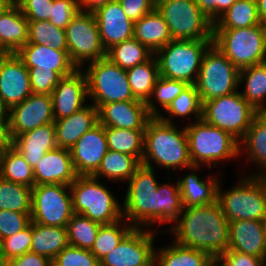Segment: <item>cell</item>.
<instances>
[{
    "mask_svg": "<svg viewBox=\"0 0 266 266\" xmlns=\"http://www.w3.org/2000/svg\"><path fill=\"white\" fill-rule=\"evenodd\" d=\"M4 261L30 252L32 243V222L23 230L0 241Z\"/></svg>",
    "mask_w": 266,
    "mask_h": 266,
    "instance_id": "47",
    "label": "cell"
},
{
    "mask_svg": "<svg viewBox=\"0 0 266 266\" xmlns=\"http://www.w3.org/2000/svg\"><path fill=\"white\" fill-rule=\"evenodd\" d=\"M32 94L29 71L16 53L0 57V100L8 111Z\"/></svg>",
    "mask_w": 266,
    "mask_h": 266,
    "instance_id": "17",
    "label": "cell"
},
{
    "mask_svg": "<svg viewBox=\"0 0 266 266\" xmlns=\"http://www.w3.org/2000/svg\"><path fill=\"white\" fill-rule=\"evenodd\" d=\"M0 177L27 187L32 188L34 186L33 168L13 146L2 150Z\"/></svg>",
    "mask_w": 266,
    "mask_h": 266,
    "instance_id": "37",
    "label": "cell"
},
{
    "mask_svg": "<svg viewBox=\"0 0 266 266\" xmlns=\"http://www.w3.org/2000/svg\"><path fill=\"white\" fill-rule=\"evenodd\" d=\"M88 97L87 77L77 69L73 74L63 77L51 94L55 120L69 117L86 106ZM85 104V105H84Z\"/></svg>",
    "mask_w": 266,
    "mask_h": 266,
    "instance_id": "20",
    "label": "cell"
},
{
    "mask_svg": "<svg viewBox=\"0 0 266 266\" xmlns=\"http://www.w3.org/2000/svg\"><path fill=\"white\" fill-rule=\"evenodd\" d=\"M80 11L78 0H54L49 21L65 30L72 18Z\"/></svg>",
    "mask_w": 266,
    "mask_h": 266,
    "instance_id": "51",
    "label": "cell"
},
{
    "mask_svg": "<svg viewBox=\"0 0 266 266\" xmlns=\"http://www.w3.org/2000/svg\"><path fill=\"white\" fill-rule=\"evenodd\" d=\"M140 165L141 162L135 156L108 150L93 176L98 179L104 176L108 180L129 181Z\"/></svg>",
    "mask_w": 266,
    "mask_h": 266,
    "instance_id": "36",
    "label": "cell"
},
{
    "mask_svg": "<svg viewBox=\"0 0 266 266\" xmlns=\"http://www.w3.org/2000/svg\"><path fill=\"white\" fill-rule=\"evenodd\" d=\"M266 261V234L264 221L237 220L229 222V247Z\"/></svg>",
    "mask_w": 266,
    "mask_h": 266,
    "instance_id": "24",
    "label": "cell"
},
{
    "mask_svg": "<svg viewBox=\"0 0 266 266\" xmlns=\"http://www.w3.org/2000/svg\"><path fill=\"white\" fill-rule=\"evenodd\" d=\"M240 70L213 44L207 49L195 82L203 102L238 91Z\"/></svg>",
    "mask_w": 266,
    "mask_h": 266,
    "instance_id": "11",
    "label": "cell"
},
{
    "mask_svg": "<svg viewBox=\"0 0 266 266\" xmlns=\"http://www.w3.org/2000/svg\"><path fill=\"white\" fill-rule=\"evenodd\" d=\"M245 82L240 94L258 112L266 110V62L246 67L239 72V85Z\"/></svg>",
    "mask_w": 266,
    "mask_h": 266,
    "instance_id": "32",
    "label": "cell"
},
{
    "mask_svg": "<svg viewBox=\"0 0 266 266\" xmlns=\"http://www.w3.org/2000/svg\"><path fill=\"white\" fill-rule=\"evenodd\" d=\"M102 224L74 213L67 224L69 245L91 250Z\"/></svg>",
    "mask_w": 266,
    "mask_h": 266,
    "instance_id": "44",
    "label": "cell"
},
{
    "mask_svg": "<svg viewBox=\"0 0 266 266\" xmlns=\"http://www.w3.org/2000/svg\"><path fill=\"white\" fill-rule=\"evenodd\" d=\"M174 123L162 121L159 117H151L145 127L143 155L141 164L150 168L154 165L169 169H195L189 155V142L185 127L181 130ZM151 160V161H150Z\"/></svg>",
    "mask_w": 266,
    "mask_h": 266,
    "instance_id": "2",
    "label": "cell"
},
{
    "mask_svg": "<svg viewBox=\"0 0 266 266\" xmlns=\"http://www.w3.org/2000/svg\"><path fill=\"white\" fill-rule=\"evenodd\" d=\"M4 262L3 258H2V254H1V243H0V263Z\"/></svg>",
    "mask_w": 266,
    "mask_h": 266,
    "instance_id": "65",
    "label": "cell"
},
{
    "mask_svg": "<svg viewBox=\"0 0 266 266\" xmlns=\"http://www.w3.org/2000/svg\"><path fill=\"white\" fill-rule=\"evenodd\" d=\"M144 131L105 127L108 149L135 156L141 162Z\"/></svg>",
    "mask_w": 266,
    "mask_h": 266,
    "instance_id": "39",
    "label": "cell"
},
{
    "mask_svg": "<svg viewBox=\"0 0 266 266\" xmlns=\"http://www.w3.org/2000/svg\"><path fill=\"white\" fill-rule=\"evenodd\" d=\"M260 24L255 0H236L213 22V29H238Z\"/></svg>",
    "mask_w": 266,
    "mask_h": 266,
    "instance_id": "35",
    "label": "cell"
},
{
    "mask_svg": "<svg viewBox=\"0 0 266 266\" xmlns=\"http://www.w3.org/2000/svg\"><path fill=\"white\" fill-rule=\"evenodd\" d=\"M27 43L52 46L60 51H67V40L64 29L56 27L49 20L29 21Z\"/></svg>",
    "mask_w": 266,
    "mask_h": 266,
    "instance_id": "43",
    "label": "cell"
},
{
    "mask_svg": "<svg viewBox=\"0 0 266 266\" xmlns=\"http://www.w3.org/2000/svg\"><path fill=\"white\" fill-rule=\"evenodd\" d=\"M0 266H8V263L6 261L0 263Z\"/></svg>",
    "mask_w": 266,
    "mask_h": 266,
    "instance_id": "66",
    "label": "cell"
},
{
    "mask_svg": "<svg viewBox=\"0 0 266 266\" xmlns=\"http://www.w3.org/2000/svg\"><path fill=\"white\" fill-rule=\"evenodd\" d=\"M68 245L67 228L40 225L32 222L30 252L53 260Z\"/></svg>",
    "mask_w": 266,
    "mask_h": 266,
    "instance_id": "31",
    "label": "cell"
},
{
    "mask_svg": "<svg viewBox=\"0 0 266 266\" xmlns=\"http://www.w3.org/2000/svg\"><path fill=\"white\" fill-rule=\"evenodd\" d=\"M158 185L154 168L142 164L130 178L122 214L133 227L148 228L159 223Z\"/></svg>",
    "mask_w": 266,
    "mask_h": 266,
    "instance_id": "4",
    "label": "cell"
},
{
    "mask_svg": "<svg viewBox=\"0 0 266 266\" xmlns=\"http://www.w3.org/2000/svg\"><path fill=\"white\" fill-rule=\"evenodd\" d=\"M29 71L32 93L51 95L59 81L63 78L57 71L37 70L27 68Z\"/></svg>",
    "mask_w": 266,
    "mask_h": 266,
    "instance_id": "49",
    "label": "cell"
},
{
    "mask_svg": "<svg viewBox=\"0 0 266 266\" xmlns=\"http://www.w3.org/2000/svg\"><path fill=\"white\" fill-rule=\"evenodd\" d=\"M108 150L105 127L98 123L82 135L70 149L76 174L93 175Z\"/></svg>",
    "mask_w": 266,
    "mask_h": 266,
    "instance_id": "18",
    "label": "cell"
},
{
    "mask_svg": "<svg viewBox=\"0 0 266 266\" xmlns=\"http://www.w3.org/2000/svg\"><path fill=\"white\" fill-rule=\"evenodd\" d=\"M55 266H100L90 250L68 245L53 260Z\"/></svg>",
    "mask_w": 266,
    "mask_h": 266,
    "instance_id": "48",
    "label": "cell"
},
{
    "mask_svg": "<svg viewBox=\"0 0 266 266\" xmlns=\"http://www.w3.org/2000/svg\"><path fill=\"white\" fill-rule=\"evenodd\" d=\"M260 23L266 25V0H255Z\"/></svg>",
    "mask_w": 266,
    "mask_h": 266,
    "instance_id": "59",
    "label": "cell"
},
{
    "mask_svg": "<svg viewBox=\"0 0 266 266\" xmlns=\"http://www.w3.org/2000/svg\"><path fill=\"white\" fill-rule=\"evenodd\" d=\"M98 123V109L93 104H87L69 117L55 120L57 146L71 149L82 135Z\"/></svg>",
    "mask_w": 266,
    "mask_h": 266,
    "instance_id": "26",
    "label": "cell"
},
{
    "mask_svg": "<svg viewBox=\"0 0 266 266\" xmlns=\"http://www.w3.org/2000/svg\"><path fill=\"white\" fill-rule=\"evenodd\" d=\"M7 263L8 266H49L52 260L36 253L27 252L10 259Z\"/></svg>",
    "mask_w": 266,
    "mask_h": 266,
    "instance_id": "56",
    "label": "cell"
},
{
    "mask_svg": "<svg viewBox=\"0 0 266 266\" xmlns=\"http://www.w3.org/2000/svg\"><path fill=\"white\" fill-rule=\"evenodd\" d=\"M183 207H196L217 201L219 181L212 175L207 181L201 180L196 174L189 173L178 180Z\"/></svg>",
    "mask_w": 266,
    "mask_h": 266,
    "instance_id": "29",
    "label": "cell"
},
{
    "mask_svg": "<svg viewBox=\"0 0 266 266\" xmlns=\"http://www.w3.org/2000/svg\"><path fill=\"white\" fill-rule=\"evenodd\" d=\"M118 2L127 17L134 23L155 8L150 0H118Z\"/></svg>",
    "mask_w": 266,
    "mask_h": 266,
    "instance_id": "54",
    "label": "cell"
},
{
    "mask_svg": "<svg viewBox=\"0 0 266 266\" xmlns=\"http://www.w3.org/2000/svg\"><path fill=\"white\" fill-rule=\"evenodd\" d=\"M93 13L102 46L106 51L120 42L133 38L134 22L127 17L118 0L107 2Z\"/></svg>",
    "mask_w": 266,
    "mask_h": 266,
    "instance_id": "19",
    "label": "cell"
},
{
    "mask_svg": "<svg viewBox=\"0 0 266 266\" xmlns=\"http://www.w3.org/2000/svg\"><path fill=\"white\" fill-rule=\"evenodd\" d=\"M156 8L172 40H213V22L194 0H164Z\"/></svg>",
    "mask_w": 266,
    "mask_h": 266,
    "instance_id": "9",
    "label": "cell"
},
{
    "mask_svg": "<svg viewBox=\"0 0 266 266\" xmlns=\"http://www.w3.org/2000/svg\"><path fill=\"white\" fill-rule=\"evenodd\" d=\"M98 118L104 127L145 130L151 116L145 102L127 100L103 104L98 109Z\"/></svg>",
    "mask_w": 266,
    "mask_h": 266,
    "instance_id": "21",
    "label": "cell"
},
{
    "mask_svg": "<svg viewBox=\"0 0 266 266\" xmlns=\"http://www.w3.org/2000/svg\"><path fill=\"white\" fill-rule=\"evenodd\" d=\"M82 11L94 12L98 7L112 0H78Z\"/></svg>",
    "mask_w": 266,
    "mask_h": 266,
    "instance_id": "58",
    "label": "cell"
},
{
    "mask_svg": "<svg viewBox=\"0 0 266 266\" xmlns=\"http://www.w3.org/2000/svg\"><path fill=\"white\" fill-rule=\"evenodd\" d=\"M168 184H159V223H174L179 219L183 210V203L180 194L179 182L177 179L176 186Z\"/></svg>",
    "mask_w": 266,
    "mask_h": 266,
    "instance_id": "46",
    "label": "cell"
},
{
    "mask_svg": "<svg viewBox=\"0 0 266 266\" xmlns=\"http://www.w3.org/2000/svg\"><path fill=\"white\" fill-rule=\"evenodd\" d=\"M65 33L69 57L78 69L86 61L91 63L106 57L93 12H78L65 28Z\"/></svg>",
    "mask_w": 266,
    "mask_h": 266,
    "instance_id": "13",
    "label": "cell"
},
{
    "mask_svg": "<svg viewBox=\"0 0 266 266\" xmlns=\"http://www.w3.org/2000/svg\"><path fill=\"white\" fill-rule=\"evenodd\" d=\"M134 227L121 242L100 260V266H149L154 261V234L157 231Z\"/></svg>",
    "mask_w": 266,
    "mask_h": 266,
    "instance_id": "15",
    "label": "cell"
},
{
    "mask_svg": "<svg viewBox=\"0 0 266 266\" xmlns=\"http://www.w3.org/2000/svg\"><path fill=\"white\" fill-rule=\"evenodd\" d=\"M219 258L226 266H266V261L253 255H248L235 250H226Z\"/></svg>",
    "mask_w": 266,
    "mask_h": 266,
    "instance_id": "53",
    "label": "cell"
},
{
    "mask_svg": "<svg viewBox=\"0 0 266 266\" xmlns=\"http://www.w3.org/2000/svg\"><path fill=\"white\" fill-rule=\"evenodd\" d=\"M32 188L0 177V210L27 213L31 216Z\"/></svg>",
    "mask_w": 266,
    "mask_h": 266,
    "instance_id": "40",
    "label": "cell"
},
{
    "mask_svg": "<svg viewBox=\"0 0 266 266\" xmlns=\"http://www.w3.org/2000/svg\"><path fill=\"white\" fill-rule=\"evenodd\" d=\"M154 53L134 37L120 42L106 51V58L122 69H129L148 61Z\"/></svg>",
    "mask_w": 266,
    "mask_h": 266,
    "instance_id": "38",
    "label": "cell"
},
{
    "mask_svg": "<svg viewBox=\"0 0 266 266\" xmlns=\"http://www.w3.org/2000/svg\"><path fill=\"white\" fill-rule=\"evenodd\" d=\"M126 73L133 96L147 103L151 99L153 88L160 76L155 55L148 61L127 69Z\"/></svg>",
    "mask_w": 266,
    "mask_h": 266,
    "instance_id": "33",
    "label": "cell"
},
{
    "mask_svg": "<svg viewBox=\"0 0 266 266\" xmlns=\"http://www.w3.org/2000/svg\"><path fill=\"white\" fill-rule=\"evenodd\" d=\"M213 40H172L154 55L162 77L195 84L202 58Z\"/></svg>",
    "mask_w": 266,
    "mask_h": 266,
    "instance_id": "8",
    "label": "cell"
},
{
    "mask_svg": "<svg viewBox=\"0 0 266 266\" xmlns=\"http://www.w3.org/2000/svg\"><path fill=\"white\" fill-rule=\"evenodd\" d=\"M258 112L239 91L203 102L202 119L240 141Z\"/></svg>",
    "mask_w": 266,
    "mask_h": 266,
    "instance_id": "12",
    "label": "cell"
},
{
    "mask_svg": "<svg viewBox=\"0 0 266 266\" xmlns=\"http://www.w3.org/2000/svg\"><path fill=\"white\" fill-rule=\"evenodd\" d=\"M12 146V138L9 131L8 111H0V149L4 150Z\"/></svg>",
    "mask_w": 266,
    "mask_h": 266,
    "instance_id": "57",
    "label": "cell"
},
{
    "mask_svg": "<svg viewBox=\"0 0 266 266\" xmlns=\"http://www.w3.org/2000/svg\"><path fill=\"white\" fill-rule=\"evenodd\" d=\"M170 232L174 242L188 248L219 257L229 247V222L217 201L196 207H186Z\"/></svg>",
    "mask_w": 266,
    "mask_h": 266,
    "instance_id": "1",
    "label": "cell"
},
{
    "mask_svg": "<svg viewBox=\"0 0 266 266\" xmlns=\"http://www.w3.org/2000/svg\"><path fill=\"white\" fill-rule=\"evenodd\" d=\"M202 107L203 103L200 99V95L195 87V84H188L184 90L171 102L166 109V112L170 115L164 117L160 115L159 118L162 121L173 123L172 117H188L195 116L197 120L202 119Z\"/></svg>",
    "mask_w": 266,
    "mask_h": 266,
    "instance_id": "42",
    "label": "cell"
},
{
    "mask_svg": "<svg viewBox=\"0 0 266 266\" xmlns=\"http://www.w3.org/2000/svg\"><path fill=\"white\" fill-rule=\"evenodd\" d=\"M28 22L19 6H11L0 15V44L9 54L27 43Z\"/></svg>",
    "mask_w": 266,
    "mask_h": 266,
    "instance_id": "28",
    "label": "cell"
},
{
    "mask_svg": "<svg viewBox=\"0 0 266 266\" xmlns=\"http://www.w3.org/2000/svg\"><path fill=\"white\" fill-rule=\"evenodd\" d=\"M217 189V202L228 222L266 218V177L256 174L242 177L229 191Z\"/></svg>",
    "mask_w": 266,
    "mask_h": 266,
    "instance_id": "6",
    "label": "cell"
},
{
    "mask_svg": "<svg viewBox=\"0 0 266 266\" xmlns=\"http://www.w3.org/2000/svg\"><path fill=\"white\" fill-rule=\"evenodd\" d=\"M133 37L153 53L172 41L168 25L156 7L134 23Z\"/></svg>",
    "mask_w": 266,
    "mask_h": 266,
    "instance_id": "27",
    "label": "cell"
},
{
    "mask_svg": "<svg viewBox=\"0 0 266 266\" xmlns=\"http://www.w3.org/2000/svg\"><path fill=\"white\" fill-rule=\"evenodd\" d=\"M34 185H71L77 174L72 165L70 149L54 148L45 153L33 168Z\"/></svg>",
    "mask_w": 266,
    "mask_h": 266,
    "instance_id": "22",
    "label": "cell"
},
{
    "mask_svg": "<svg viewBox=\"0 0 266 266\" xmlns=\"http://www.w3.org/2000/svg\"><path fill=\"white\" fill-rule=\"evenodd\" d=\"M241 148H245L248 159L262 169L256 175L266 177V115L263 112L253 118L244 137L239 141V153L243 151Z\"/></svg>",
    "mask_w": 266,
    "mask_h": 266,
    "instance_id": "30",
    "label": "cell"
},
{
    "mask_svg": "<svg viewBox=\"0 0 266 266\" xmlns=\"http://www.w3.org/2000/svg\"><path fill=\"white\" fill-rule=\"evenodd\" d=\"M264 229H265V234H266V218L264 219Z\"/></svg>",
    "mask_w": 266,
    "mask_h": 266,
    "instance_id": "67",
    "label": "cell"
},
{
    "mask_svg": "<svg viewBox=\"0 0 266 266\" xmlns=\"http://www.w3.org/2000/svg\"><path fill=\"white\" fill-rule=\"evenodd\" d=\"M73 212L102 225L123 218L122 205L93 175H77L70 185Z\"/></svg>",
    "mask_w": 266,
    "mask_h": 266,
    "instance_id": "5",
    "label": "cell"
},
{
    "mask_svg": "<svg viewBox=\"0 0 266 266\" xmlns=\"http://www.w3.org/2000/svg\"><path fill=\"white\" fill-rule=\"evenodd\" d=\"M73 214L69 185L49 184L32 187L31 222L66 228Z\"/></svg>",
    "mask_w": 266,
    "mask_h": 266,
    "instance_id": "14",
    "label": "cell"
},
{
    "mask_svg": "<svg viewBox=\"0 0 266 266\" xmlns=\"http://www.w3.org/2000/svg\"><path fill=\"white\" fill-rule=\"evenodd\" d=\"M168 246L155 250L154 262L157 266H206L212 259L205 251L184 247L174 241Z\"/></svg>",
    "mask_w": 266,
    "mask_h": 266,
    "instance_id": "34",
    "label": "cell"
},
{
    "mask_svg": "<svg viewBox=\"0 0 266 266\" xmlns=\"http://www.w3.org/2000/svg\"><path fill=\"white\" fill-rule=\"evenodd\" d=\"M12 5L8 0H0V15L8 10Z\"/></svg>",
    "mask_w": 266,
    "mask_h": 266,
    "instance_id": "60",
    "label": "cell"
},
{
    "mask_svg": "<svg viewBox=\"0 0 266 266\" xmlns=\"http://www.w3.org/2000/svg\"><path fill=\"white\" fill-rule=\"evenodd\" d=\"M31 223L27 213L10 210H0V241L15 235Z\"/></svg>",
    "mask_w": 266,
    "mask_h": 266,
    "instance_id": "50",
    "label": "cell"
},
{
    "mask_svg": "<svg viewBox=\"0 0 266 266\" xmlns=\"http://www.w3.org/2000/svg\"><path fill=\"white\" fill-rule=\"evenodd\" d=\"M188 84L183 81L168 79L159 76L156 84L153 88L151 99L146 103L147 111L151 117H159L161 111L158 110V105L152 100L153 96L156 98L157 104L161 106L163 111H165L171 102L184 90Z\"/></svg>",
    "mask_w": 266,
    "mask_h": 266,
    "instance_id": "45",
    "label": "cell"
},
{
    "mask_svg": "<svg viewBox=\"0 0 266 266\" xmlns=\"http://www.w3.org/2000/svg\"><path fill=\"white\" fill-rule=\"evenodd\" d=\"M193 122L185 126L193 166L200 167L203 164L212 169V165L216 167L217 162L221 160L241 155L239 141L230 133L208 124L203 119Z\"/></svg>",
    "mask_w": 266,
    "mask_h": 266,
    "instance_id": "3",
    "label": "cell"
},
{
    "mask_svg": "<svg viewBox=\"0 0 266 266\" xmlns=\"http://www.w3.org/2000/svg\"><path fill=\"white\" fill-rule=\"evenodd\" d=\"M0 111H7V110L3 107L2 103H1V100H0Z\"/></svg>",
    "mask_w": 266,
    "mask_h": 266,
    "instance_id": "64",
    "label": "cell"
},
{
    "mask_svg": "<svg viewBox=\"0 0 266 266\" xmlns=\"http://www.w3.org/2000/svg\"><path fill=\"white\" fill-rule=\"evenodd\" d=\"M9 131L12 140L42 125L54 123L51 95H29L21 103L8 110Z\"/></svg>",
    "mask_w": 266,
    "mask_h": 266,
    "instance_id": "16",
    "label": "cell"
},
{
    "mask_svg": "<svg viewBox=\"0 0 266 266\" xmlns=\"http://www.w3.org/2000/svg\"><path fill=\"white\" fill-rule=\"evenodd\" d=\"M9 54L0 44V57L6 56Z\"/></svg>",
    "mask_w": 266,
    "mask_h": 266,
    "instance_id": "62",
    "label": "cell"
},
{
    "mask_svg": "<svg viewBox=\"0 0 266 266\" xmlns=\"http://www.w3.org/2000/svg\"><path fill=\"white\" fill-rule=\"evenodd\" d=\"M149 266H157L156 263L153 261Z\"/></svg>",
    "mask_w": 266,
    "mask_h": 266,
    "instance_id": "68",
    "label": "cell"
},
{
    "mask_svg": "<svg viewBox=\"0 0 266 266\" xmlns=\"http://www.w3.org/2000/svg\"><path fill=\"white\" fill-rule=\"evenodd\" d=\"M213 45L239 70L266 62V26L213 29Z\"/></svg>",
    "mask_w": 266,
    "mask_h": 266,
    "instance_id": "7",
    "label": "cell"
},
{
    "mask_svg": "<svg viewBox=\"0 0 266 266\" xmlns=\"http://www.w3.org/2000/svg\"><path fill=\"white\" fill-rule=\"evenodd\" d=\"M153 5L156 7L160 2L164 1V0H150Z\"/></svg>",
    "mask_w": 266,
    "mask_h": 266,
    "instance_id": "63",
    "label": "cell"
},
{
    "mask_svg": "<svg viewBox=\"0 0 266 266\" xmlns=\"http://www.w3.org/2000/svg\"><path fill=\"white\" fill-rule=\"evenodd\" d=\"M209 266H226V264L219 257H214L209 261Z\"/></svg>",
    "mask_w": 266,
    "mask_h": 266,
    "instance_id": "61",
    "label": "cell"
},
{
    "mask_svg": "<svg viewBox=\"0 0 266 266\" xmlns=\"http://www.w3.org/2000/svg\"><path fill=\"white\" fill-rule=\"evenodd\" d=\"M133 228L134 227L124 217L117 222L101 225L90 251L100 261L105 255L112 251Z\"/></svg>",
    "mask_w": 266,
    "mask_h": 266,
    "instance_id": "41",
    "label": "cell"
},
{
    "mask_svg": "<svg viewBox=\"0 0 266 266\" xmlns=\"http://www.w3.org/2000/svg\"><path fill=\"white\" fill-rule=\"evenodd\" d=\"M54 0H23L19 8L28 21H47L51 16Z\"/></svg>",
    "mask_w": 266,
    "mask_h": 266,
    "instance_id": "52",
    "label": "cell"
},
{
    "mask_svg": "<svg viewBox=\"0 0 266 266\" xmlns=\"http://www.w3.org/2000/svg\"><path fill=\"white\" fill-rule=\"evenodd\" d=\"M205 15L214 22L228 10L236 0H194Z\"/></svg>",
    "mask_w": 266,
    "mask_h": 266,
    "instance_id": "55",
    "label": "cell"
},
{
    "mask_svg": "<svg viewBox=\"0 0 266 266\" xmlns=\"http://www.w3.org/2000/svg\"><path fill=\"white\" fill-rule=\"evenodd\" d=\"M12 146L34 168L50 150L57 148L54 123L42 125L12 140Z\"/></svg>",
    "mask_w": 266,
    "mask_h": 266,
    "instance_id": "25",
    "label": "cell"
},
{
    "mask_svg": "<svg viewBox=\"0 0 266 266\" xmlns=\"http://www.w3.org/2000/svg\"><path fill=\"white\" fill-rule=\"evenodd\" d=\"M16 55L26 68L57 71L62 77L73 74L78 68L71 61L68 51H60L52 46L46 47L35 43H26Z\"/></svg>",
    "mask_w": 266,
    "mask_h": 266,
    "instance_id": "23",
    "label": "cell"
},
{
    "mask_svg": "<svg viewBox=\"0 0 266 266\" xmlns=\"http://www.w3.org/2000/svg\"><path fill=\"white\" fill-rule=\"evenodd\" d=\"M84 71L87 77L88 98L99 109L103 104L137 100L129 85L127 73L108 58L89 63Z\"/></svg>",
    "mask_w": 266,
    "mask_h": 266,
    "instance_id": "10",
    "label": "cell"
}]
</instances>
